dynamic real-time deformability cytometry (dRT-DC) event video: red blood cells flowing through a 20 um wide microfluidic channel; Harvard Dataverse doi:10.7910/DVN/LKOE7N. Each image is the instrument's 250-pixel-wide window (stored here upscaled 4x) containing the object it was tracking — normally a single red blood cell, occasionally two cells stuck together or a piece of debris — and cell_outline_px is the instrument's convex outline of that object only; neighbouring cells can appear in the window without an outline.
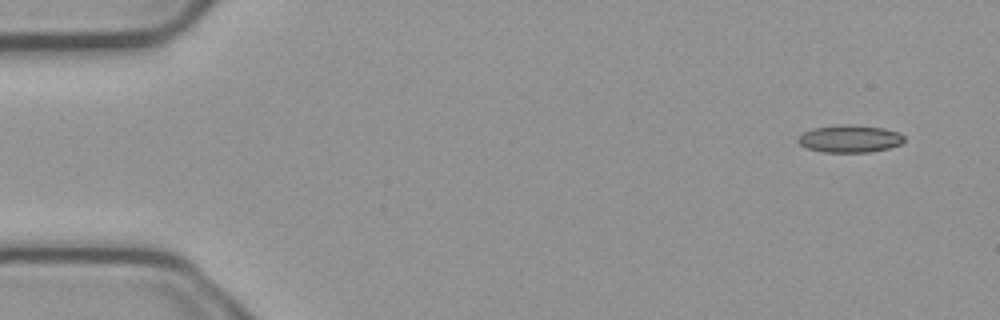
{"species": "common noctule bat (a hibernating species)", "species_latin": "Nyctalus noctula", "temperature_condition": "cold", "stored_images_in_passage": 5, "camera_frame_rate_fps": 3000, "um_per_image_px": 0.085, "animal": {"sex": "male", "body_mass_g": 23.1, "forearm_length_mm": 52.7}, "frame": {"image": 1, "passage_image": 1, "time_ms": 0.0, "image_size_px": [1000, 320], "cell_outline_px": [[904, 140], [900, 144], [888, 148], [868, 152], [824, 152], [808, 148], [800, 144], [796, 140], [804, 132], [812, 128], [840, 124], [852, 124], [884, 128], [900, 132], [904, 136]], "centroid_in_image_um": [72.24, 11.78], "position_along_channel_um": 12.8, "area_um2": 16.99}}
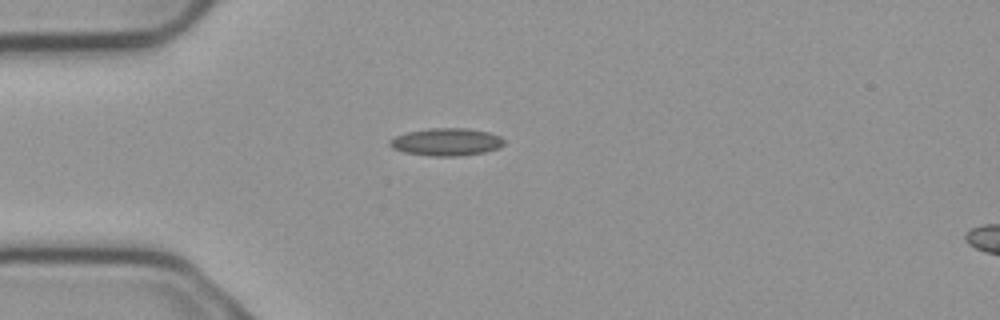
{"frame": {"image": 2, "passage_image": 4, "time_ms": 1.0, "image_size_px": [1000, 320], "cell_outline_px": [[504, 144], [500, 148], [484, 152], [460, 156], [428, 156], [404, 152], [392, 148], [388, 144], [388, 140], [396, 136], [408, 132], [432, 128], [468, 128], [488, 132], [500, 136], [504, 140]], "centroid_in_image_um": [37.94, 12.07], "position_along_channel_um": 47.1, "area_um2": 18.44}}